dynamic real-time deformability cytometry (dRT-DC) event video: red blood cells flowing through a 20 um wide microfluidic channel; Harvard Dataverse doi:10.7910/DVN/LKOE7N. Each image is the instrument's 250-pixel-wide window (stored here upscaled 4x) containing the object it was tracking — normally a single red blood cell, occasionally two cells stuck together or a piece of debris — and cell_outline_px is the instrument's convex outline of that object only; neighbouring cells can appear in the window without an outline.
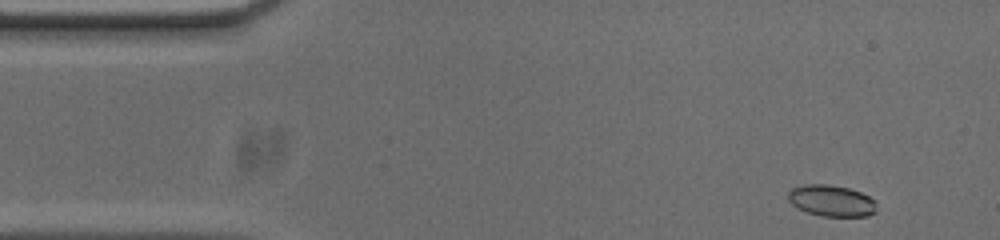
{"species": "common noctule bat (a hibernating species)", "species_latin": "Nyctalus noctula", "temperature_condition": "cold", "stored_images_in_passage": 51, "camera_frame_rate_fps": 3000, "um_per_image_px": 0.085, "animal": {"sex": "male", "body_mass_g": 20.0, "forearm_length_mm": 53.3}, "frame": {"image": 1, "passage_image": 1, "time_ms": 0.0, "image_size_px": [1000, 240], "cell_outline_px": [[876, 212], [868, 216], [820, 216], [808, 212], [792, 204], [788, 200], [788, 192], [792, 188], [804, 184], [828, 184], [848, 188], [860, 192], [868, 196], [876, 204]], "centroid_in_image_um": [70.67, 17.06], "position_along_channel_um": 14.3, "area_um2": 16.07}}
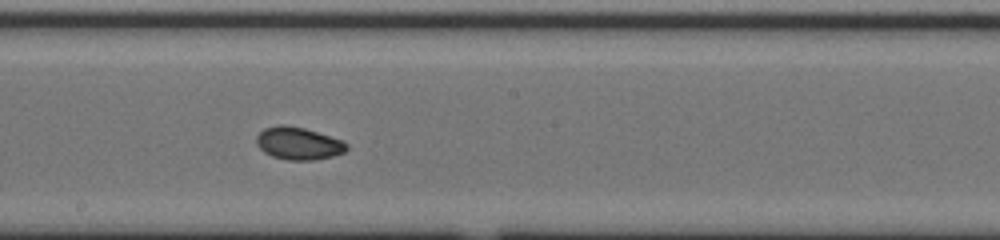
{"frame": {"image": 2, "passage_image": 25, "time_ms": 8.0, "image_size_px": [1000, 240], "cell_outline_px": [[348, 148], [344, 152], [332, 156], [312, 160], [288, 160], [272, 156], [264, 152], [256, 144], [256, 136], [264, 128], [280, 124], [284, 124], [304, 128], [344, 140], [348, 144]], "centroid_in_image_um": [25.37, 12.18], "position_along_channel_um": 222.8, "area_um2": 17.17}}
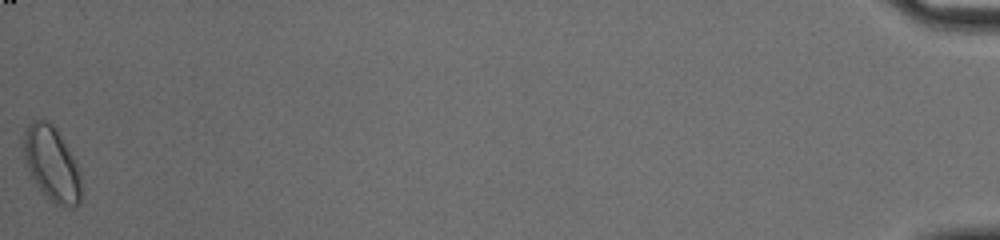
{"frame": {"image": 3, "passage_image": 51, "time_ms": 16.667, "image_size_px": [1000, 240], "cell_outline_px": [[80, 204], [76, 208], [68, 208], [56, 204], [44, 196], [28, 176], [24, 160], [24, 132], [28, 124], [32, 120], [44, 120], [52, 124], [56, 128], [72, 156], [76, 164], [80, 176]], "centroid_in_image_um": [4.36, 13.98], "position_along_channel_um": 430.8, "area_um2": 25.26}, "authors_computed_cell_mechanics": {"area_um2": 16.9354, "velocity_mm_per_s": 3.6913, "shape_relaxation_time_tau1_ms": 4.489, "shape_relaxation_time_tau2_ms": 2.0134, "deformation_change_tau1": 0.0921, "deformation_change_tau2": 0.0399}}